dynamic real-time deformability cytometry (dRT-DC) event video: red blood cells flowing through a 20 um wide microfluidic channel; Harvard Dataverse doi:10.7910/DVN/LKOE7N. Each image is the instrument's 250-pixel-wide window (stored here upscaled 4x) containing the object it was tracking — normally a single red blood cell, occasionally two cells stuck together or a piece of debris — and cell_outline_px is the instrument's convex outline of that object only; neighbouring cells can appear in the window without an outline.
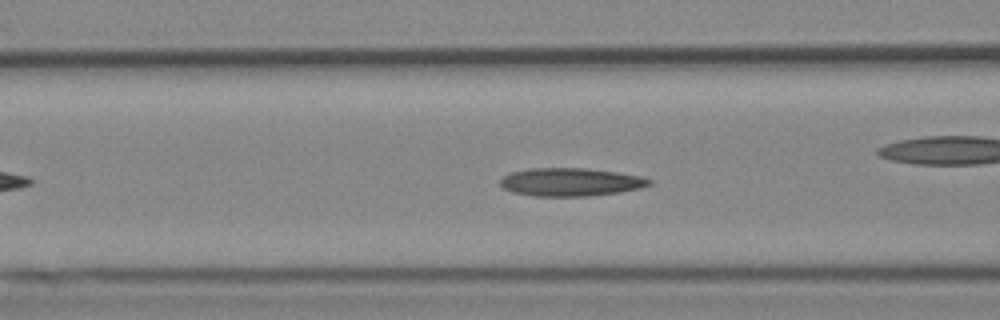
{"species": "Egyptian fruit bat (a non-hibernating species)", "species_latin": "Rousettus aegyptiacus", "temperature_condition": "cold", "stored_images_in_passage": 46, "camera_frame_rate_fps": 3000, "um_per_image_px": 0.085, "animal": {"sex": "female"}, "frame": {"image": 1, "passage_image": 14, "time_ms": 4.333, "image_size_px": [1000, 320], "cell_outline_px": [[652, 184], [640, 188], [620, 192], [588, 196], [536, 196], [512, 192], [504, 188], [500, 184], [500, 180], [504, 176], [512, 172], [528, 168], [584, 168], [616, 172], [644, 176], [652, 180]], "centroid_in_image_um": [48.53, 15.47], "position_along_channel_um": 118.1, "area_um2": 24.45}}
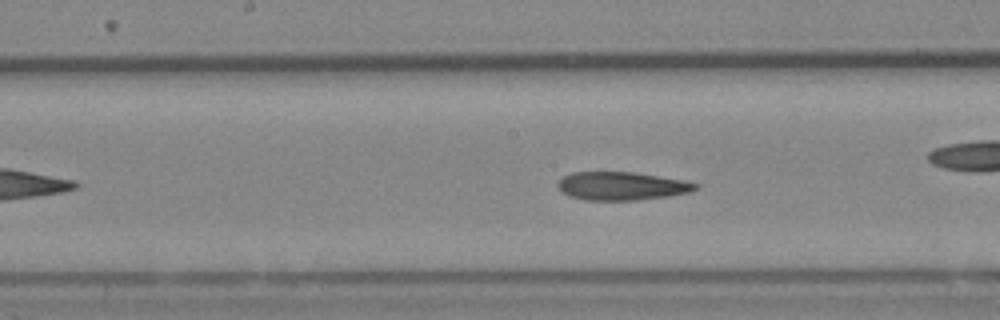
{"frame": {"image": 2, "passage_image": 20, "time_ms": 6.333, "image_size_px": [1000, 320], "cell_outline_px": [[700, 184], [696, 188], [688, 192], [668, 196], [636, 200], [584, 200], [568, 196], [556, 184], [564, 176], [572, 172], [636, 172], [684, 180]], "centroid_in_image_um": [52.84, 15.8], "position_along_channel_um": 195.4, "area_um2": 22.6}, "authors_computed_cell_mechanics": {"area_um2": 23.5535, "velocity_mm_per_s": 3.8899, "shape_relaxation_time_tau1_ms": null, "shape_relaxation_time_tau2_ms": 4.8177, "deformation_change_tau1": null, "deformation_change_tau2": 0.1317}}